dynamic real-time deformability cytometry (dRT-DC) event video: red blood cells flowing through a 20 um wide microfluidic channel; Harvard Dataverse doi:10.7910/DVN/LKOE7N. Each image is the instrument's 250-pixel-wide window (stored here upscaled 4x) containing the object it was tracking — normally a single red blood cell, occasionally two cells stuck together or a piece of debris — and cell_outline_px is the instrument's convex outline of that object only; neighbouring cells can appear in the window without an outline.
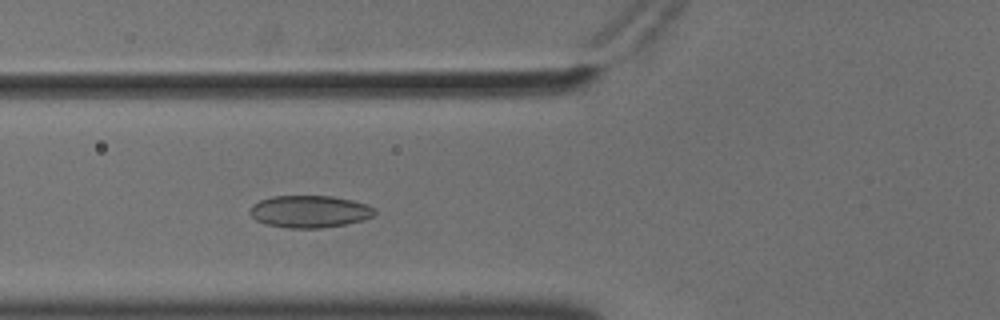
{"species": "common noctule bat (a hibernating species)", "species_latin": "Nyctalus noctula", "temperature_condition": "cold", "stored_images_in_passage": 52, "camera_frame_rate_fps": 3000, "um_per_image_px": 0.085, "animal": {"sex": "male", "body_mass_g": 18.8}, "frame": {"image": 1, "passage_image": 19, "time_ms": 6.0, "image_size_px": [1000, 320], "cell_outline_px": [[376, 212], [372, 216], [364, 220], [344, 224], [320, 228], [288, 228], [264, 224], [256, 220], [248, 212], [252, 204], [260, 200], [272, 196], [332, 196], [352, 200], [368, 204], [376, 208]], "centroid_in_image_um": [26.31, 17.97], "position_along_channel_um": 99.5, "area_um2": 23.58}}
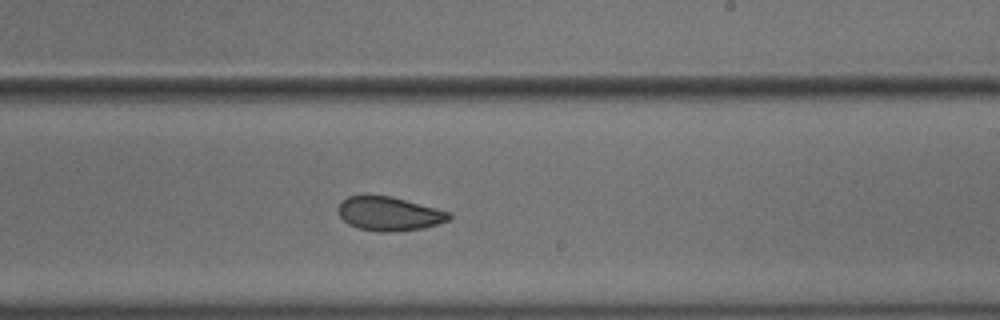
{"frame": {"image": 2, "passage_image": 32, "time_ms": 10.333, "image_size_px": [1000, 320], "cell_outline_px": [[452, 216], [448, 220], [424, 228], [392, 232], [376, 232], [360, 228], [348, 224], [336, 212], [336, 208], [340, 200], [348, 196], [392, 196], [436, 208], [448, 212]], "centroid_in_image_um": [33.02, 18.17], "position_along_channel_um": 256.0, "area_um2": 21.96}}
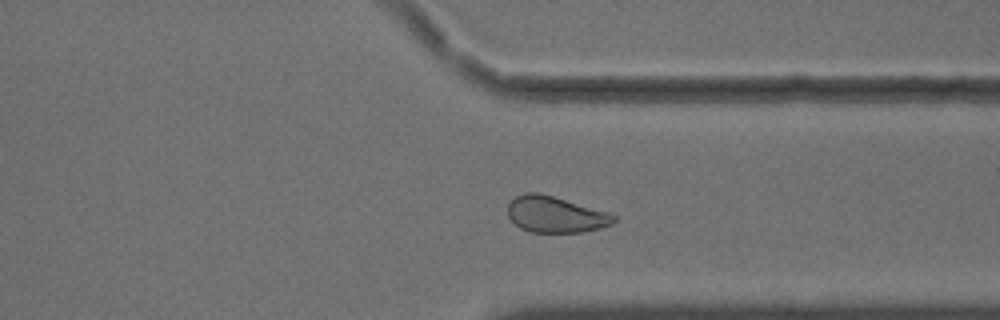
{"frame": {"image": 3, "passage_image": 41, "time_ms": 13.333, "image_size_px": [1000, 320], "cell_outline_px": [[616, 220], [612, 224], [600, 228], [584, 232], [532, 232], [520, 228], [508, 216], [508, 204], [516, 196], [524, 192], [536, 192], [552, 196], [612, 212], [616, 216]], "centroid_in_image_um": [47.25, 18.23], "position_along_channel_um": 364.1, "area_um2": 22.48}}